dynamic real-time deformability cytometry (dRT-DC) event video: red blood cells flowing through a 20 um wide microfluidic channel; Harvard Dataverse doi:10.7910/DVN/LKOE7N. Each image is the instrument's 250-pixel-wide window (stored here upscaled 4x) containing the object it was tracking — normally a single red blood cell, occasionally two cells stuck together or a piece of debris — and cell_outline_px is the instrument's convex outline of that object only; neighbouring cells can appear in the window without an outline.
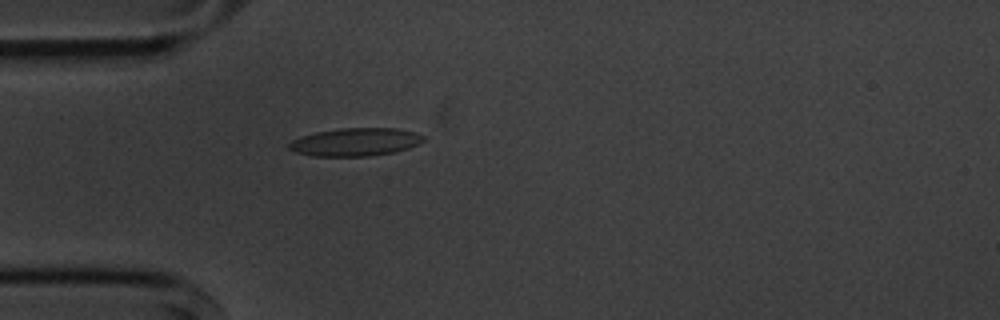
{"species": "common noctule bat (a hibernating species)", "species_latin": "Nyctalus noctula", "temperature_condition": "cold", "stored_images_in_passage": 4, "camera_frame_rate_fps": 3000, "um_per_image_px": 0.085, "animal": {"sex": "male", "body_mass_g": 20.1, "forearm_length_mm": 53.5}, "frame": {"image": 1, "passage_image": 4, "time_ms": 4.333, "image_size_px": [1000, 320], "cell_outline_px": [[428, 136], [424, 140], [408, 148], [396, 152], [368, 156], [312, 156], [296, 152], [288, 148], [288, 144], [292, 140], [300, 136], [316, 132], [340, 128], [396, 128], [416, 132]], "centroid_in_image_um": [30.22, 12.06], "position_along_channel_um": 54.8, "area_um2": 22.08}}